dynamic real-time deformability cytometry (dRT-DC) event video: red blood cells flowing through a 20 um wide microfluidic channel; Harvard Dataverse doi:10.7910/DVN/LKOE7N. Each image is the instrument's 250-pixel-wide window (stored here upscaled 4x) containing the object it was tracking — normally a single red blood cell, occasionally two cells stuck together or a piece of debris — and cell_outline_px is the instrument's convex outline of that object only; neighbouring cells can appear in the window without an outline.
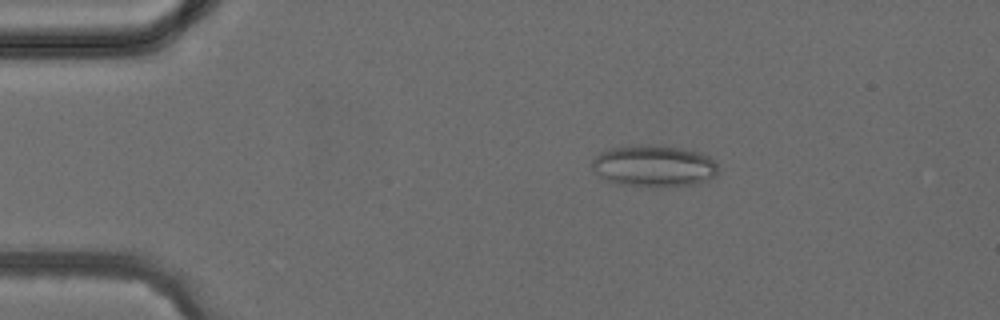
{"species": "common noctule bat (a hibernating species)", "species_latin": "Nyctalus noctula", "temperature_condition": "cold", "stored_images_in_passage": 4, "camera_frame_rate_fps": 3000, "um_per_image_px": 0.085, "animal": {"sex": "female", "body_mass_g": 24.6, "forearm_length_mm": 56.2}, "frame": {"image": 1, "passage_image": 3, "time_ms": 2.333, "image_size_px": [1000, 320], "cell_outline_px": [[716, 176], [708, 180], [692, 184], [656, 188], [616, 184], [592, 172], [592, 160], [600, 152], [612, 148], [628, 144], [660, 144], [680, 148], [696, 152], [708, 156], [716, 164]], "centroid_in_image_um": [55.52, 14.1], "position_along_channel_um": 29.5, "area_um2": 31.1}}